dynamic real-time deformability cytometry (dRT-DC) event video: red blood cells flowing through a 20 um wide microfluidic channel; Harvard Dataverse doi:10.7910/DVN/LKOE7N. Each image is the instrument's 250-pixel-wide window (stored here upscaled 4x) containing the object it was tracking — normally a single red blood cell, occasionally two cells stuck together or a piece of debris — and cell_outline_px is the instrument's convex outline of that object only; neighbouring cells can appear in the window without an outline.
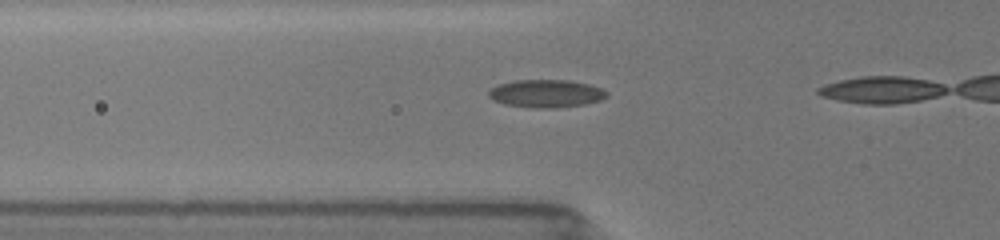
{"species": "common noctule bat (a hibernating species)", "species_latin": "Nyctalus noctula", "temperature_condition": "room temperature", "stored_images_in_passage": 8, "camera_frame_rate_fps": 3000, "um_per_image_px": 0.085, "animal": {"sex": "female", "body_mass_g": 19.5, "forearm_length_mm": 54.1}, "frame": {"image": 1, "passage_image": 6, "time_ms": 2.0, "image_size_px": [1000, 240], "cell_outline_px": [[608, 96], [600, 100], [584, 104], [552, 108], [532, 108], [504, 104], [492, 100], [488, 96], [488, 92], [492, 88], [500, 84], [516, 80], [568, 80], [588, 84], [600, 88], [608, 92]], "centroid_in_image_um": [46.4, 7.95], "position_along_channel_um": 79.4, "area_um2": 19.07}}